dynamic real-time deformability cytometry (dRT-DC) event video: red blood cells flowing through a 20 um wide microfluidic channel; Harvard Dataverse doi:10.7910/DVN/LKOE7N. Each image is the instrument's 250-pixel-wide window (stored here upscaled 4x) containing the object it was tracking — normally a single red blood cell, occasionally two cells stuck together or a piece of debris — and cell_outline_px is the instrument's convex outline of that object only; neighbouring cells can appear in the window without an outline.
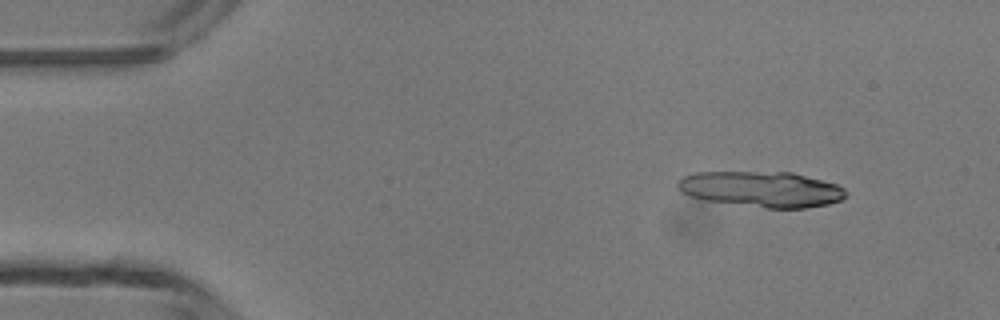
{"species": "common noctule bat (a hibernating species)", "species_latin": "Nyctalus noctula", "temperature_condition": "room temperature", "stored_images_in_passage": 4, "segment_of_instrument_passage": [1, 2], "camera_frame_rate_fps": 3000, "um_per_image_px": 0.085, "animal": {"sex": "male", "body_mass_g": 13.3}, "frame": {"image": 1, "passage_image": 1, "time_ms": 0.0, "image_size_px": [1000, 320], "cell_outline_px": [[848, 192], [840, 200], [828, 204], [804, 208], [768, 208], [708, 200], [692, 196], [680, 192], [676, 184], [676, 180], [684, 176], [696, 172], [792, 172], [836, 184], [844, 188]], "centroid_in_image_um": [64.72, 16.07], "position_along_channel_um": 20.3, "area_um2": 34.74}}